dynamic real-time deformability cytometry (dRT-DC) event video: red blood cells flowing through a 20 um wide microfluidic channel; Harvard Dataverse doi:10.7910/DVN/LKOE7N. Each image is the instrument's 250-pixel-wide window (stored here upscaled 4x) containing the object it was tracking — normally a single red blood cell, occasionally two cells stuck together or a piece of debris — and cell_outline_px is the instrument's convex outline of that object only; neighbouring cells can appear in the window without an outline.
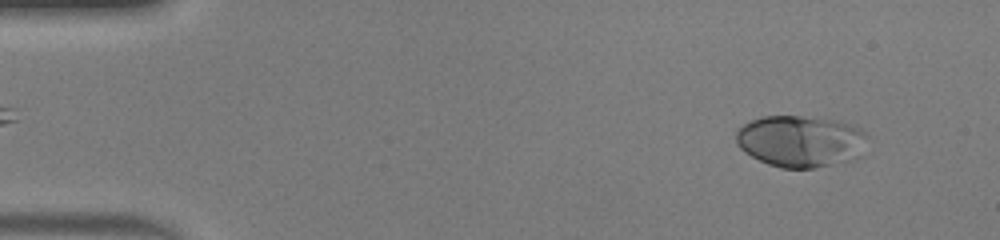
{"species": "human", "species_latin": "Homo sapiens", "temperature_condition": "warm", "stored_images_in_passage": 49, "camera_frame_rate_fps": 3000, "um_per_image_px": 0.085, "donor": {"sex": "male"}, "frame": {"image": 1, "passage_image": 4, "time_ms": 1.0, "image_size_px": [1000, 240], "cell_outline_px": [[868, 136], [860, 156], [852, 160], [812, 168], [780, 168], [768, 164], [744, 152], [736, 144], [736, 132], [744, 124], [760, 116], [800, 116], [836, 120], [856, 124]], "centroid_in_image_um": [68.07, 11.99], "position_along_channel_um": 16.9, "area_um2": 39.77}}
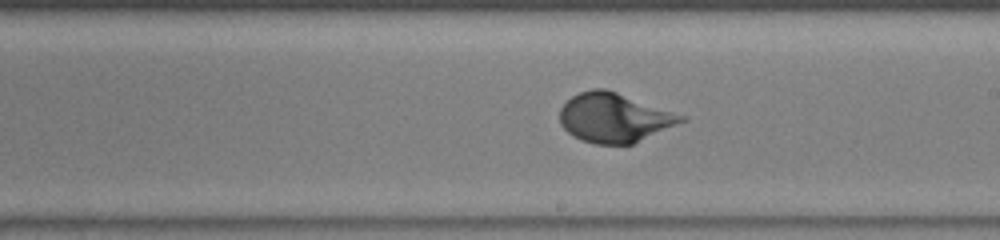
{"frame": {"image": 2, "passage_image": 28, "time_ms": 9.0, "image_size_px": [1000, 240], "cell_outline_px": [[688, 120], [632, 144], [596, 144], [584, 140], [568, 132], [560, 124], [560, 108], [572, 96], [580, 92], [592, 88], [604, 88], [616, 92], [684, 116]], "centroid_in_image_um": [52.2, 10.0], "position_along_channel_um": 236.8, "area_um2": 34.28}}
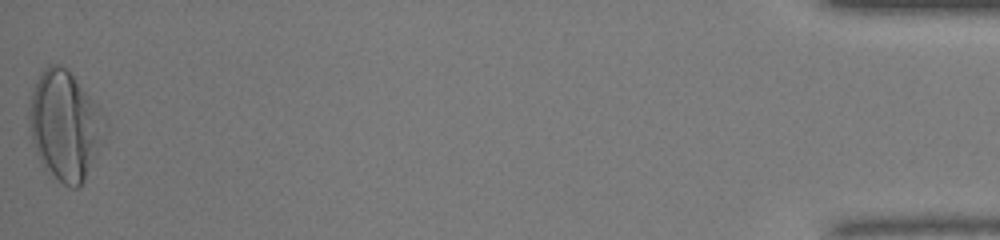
{"frame": {"image": 3, "passage_image": 49, "time_ms": 16.0, "image_size_px": [1000, 240], "cell_outline_px": [[104, 120], [96, 152], [84, 180], [76, 188], [72, 188], [64, 184], [44, 168], [36, 152], [28, 128], [28, 112], [32, 88], [40, 72], [48, 64], [60, 64], [68, 68], [100, 108], [104, 116]], "centroid_in_image_um": [5.44, 10.59], "position_along_channel_um": 429.8, "area_um2": 47.45}, "authors_computed_cell_mechanics": {"area_um2": 34.5644, "velocity_mm_per_s": 4.1329, "shape_relaxation_time_tau1_ms": 3.2222, "shape_relaxation_time_tau2_ms": null, "deformation_change_tau1": 0.2174, "deformation_change_tau2": null}}